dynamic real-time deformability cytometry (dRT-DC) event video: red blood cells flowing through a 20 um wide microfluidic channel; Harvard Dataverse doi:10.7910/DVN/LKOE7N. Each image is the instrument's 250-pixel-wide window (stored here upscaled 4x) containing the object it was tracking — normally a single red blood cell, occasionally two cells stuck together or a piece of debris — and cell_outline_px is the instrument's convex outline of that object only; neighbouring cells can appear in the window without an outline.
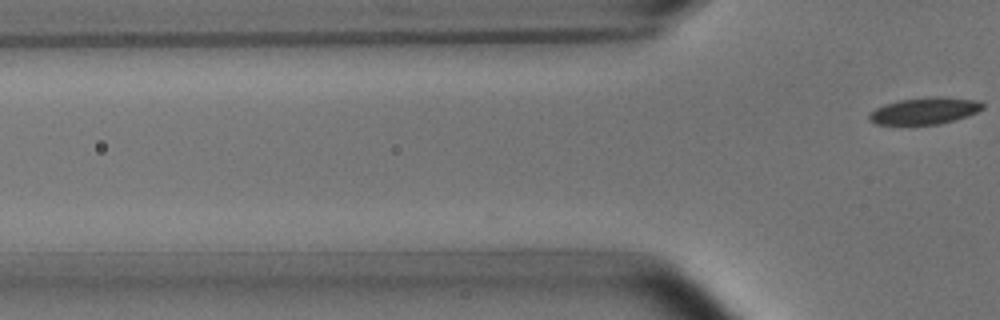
{"species": "common noctule bat (a hibernating species)", "species_latin": "Nyctalus noctula", "temperature_condition": "room temperature", "stored_images_in_passage": 7, "camera_frame_rate_fps": 3000, "um_per_image_px": 0.085, "animal": {"sex": "male", "body_mass_g": 15.6}, "frame": {"image": 1, "passage_image": 7, "time_ms": 2.0, "image_size_px": [1000, 320], "cell_outline_px": [[984, 108], [968, 116], [940, 124], [876, 124], [868, 120], [868, 116], [876, 108], [884, 104], [900, 100], [936, 96], [940, 96], [980, 100], [984, 104]], "centroid_in_image_um": [78.64, 9.41], "position_along_channel_um": 47.2, "area_um2": 17.69}}